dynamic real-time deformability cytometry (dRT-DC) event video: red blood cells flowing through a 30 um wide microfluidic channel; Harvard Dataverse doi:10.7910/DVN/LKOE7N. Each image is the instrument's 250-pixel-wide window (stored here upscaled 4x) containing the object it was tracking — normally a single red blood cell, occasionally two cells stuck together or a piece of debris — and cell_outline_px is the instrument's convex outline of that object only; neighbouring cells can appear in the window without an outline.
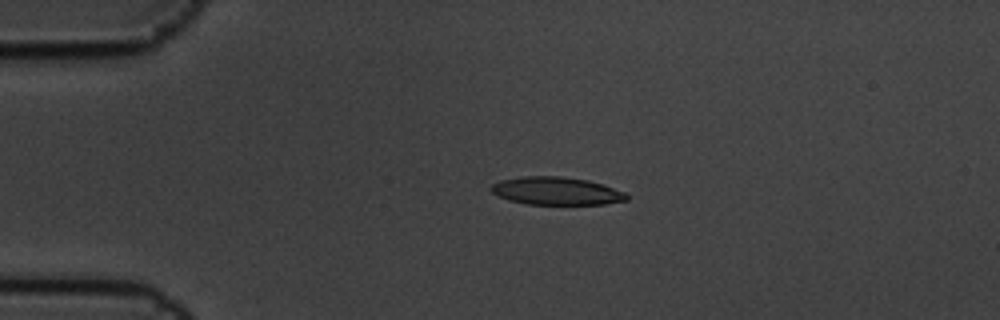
{"species": "common noctule bat (a hibernating species)", "species_latin": "Nyctalus noctula", "temperature_condition": "cold", "stored_images_in_passage": 15, "camera_frame_rate_fps": 3000, "um_per_image_px": 0.085, "animal": {"sex": "male", "body_mass_g": 19.5, "forearm_length_mm": 54.6}, "frame": {"image": 1, "passage_image": 4, "time_ms": 1.0, "image_size_px": [1000, 320], "cell_outline_px": [[628, 200], [604, 204], [528, 204], [508, 200], [496, 196], [488, 188], [492, 184], [500, 180], [520, 176], [560, 176], [588, 180], [624, 192], [628, 196]], "centroid_in_image_um": [47.22, 16.23], "position_along_channel_um": 37.8, "area_um2": 22.02}}
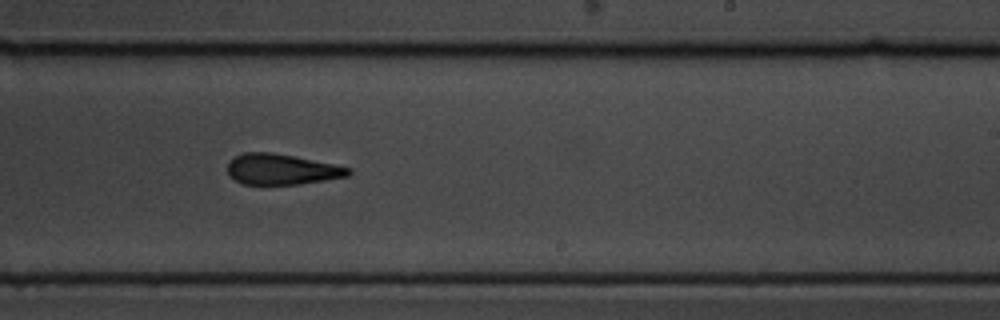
{"frame": {"image": 2, "passage_image": 10, "time_ms": 3.0, "image_size_px": [1000, 320], "cell_outline_px": [[352, 172], [348, 176], [324, 180], [296, 184], [244, 184], [236, 180], [228, 172], [228, 164], [236, 156], [244, 152], [272, 152], [352, 168]], "centroid_in_image_um": [23.95, 14.39], "position_along_channel_um": 265.0, "area_um2": 21.15}}
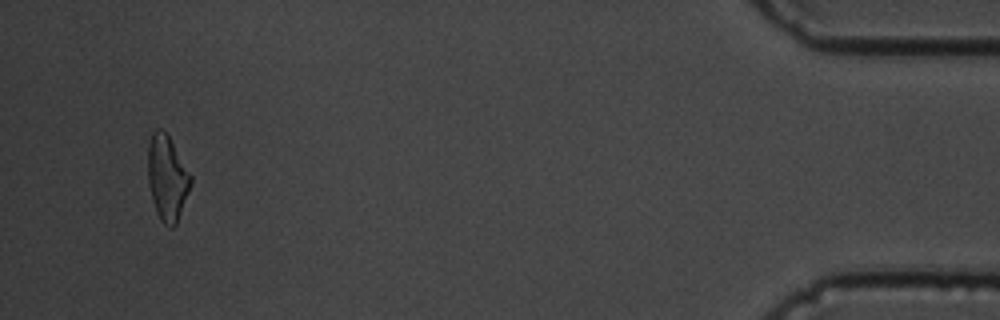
{"frame": {"image": 3, "passage_image": 15, "time_ms": 4.667, "image_size_px": [1000, 320], "cell_outline_px": [[192, 184], [176, 224], [172, 228], [168, 228], [160, 220], [156, 212], [152, 200], [148, 180], [148, 144], [152, 132], [156, 128], [160, 128], [168, 136], [192, 176]], "centroid_in_image_um": [14.2, 15.15], "position_along_channel_um": 421.0, "area_um2": 21.21}}